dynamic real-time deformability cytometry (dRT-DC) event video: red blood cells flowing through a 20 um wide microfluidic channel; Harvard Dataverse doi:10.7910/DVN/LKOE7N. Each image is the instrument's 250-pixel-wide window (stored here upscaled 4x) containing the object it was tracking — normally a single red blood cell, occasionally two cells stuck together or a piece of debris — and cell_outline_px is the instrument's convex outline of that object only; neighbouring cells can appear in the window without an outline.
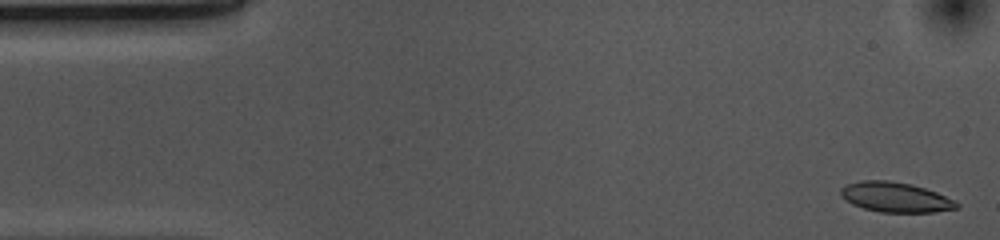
{"species": "common noctule bat (a hibernating species)", "species_latin": "Nyctalus noctula", "temperature_condition": "cold", "stored_images_in_passage": 52, "camera_frame_rate_fps": 3000, "um_per_image_px": 0.085, "animal": {"sex": "female", "body_mass_g": 10.0, "forearm_length_mm": 53.1}, "frame": {"image": 1, "passage_image": 1, "time_ms": 0.0, "image_size_px": [1000, 240], "cell_outline_px": [[960, 208], [936, 212], [880, 212], [864, 208], [852, 204], [840, 196], [840, 188], [848, 184], [860, 180], [888, 180], [912, 184], [936, 192], [956, 200], [960, 204]], "centroid_in_image_um": [76.14, 16.76], "position_along_channel_um": 8.9, "area_um2": 20.4}}
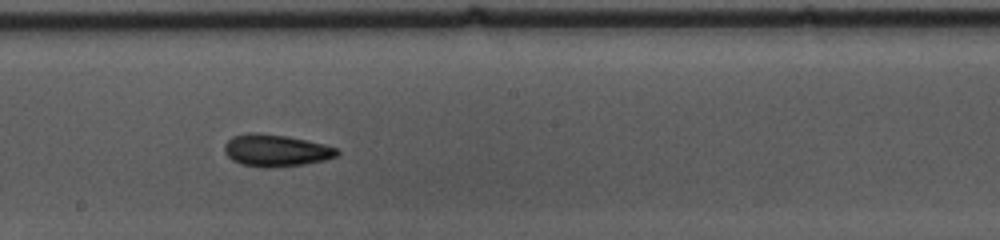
{"frame": {"image": 2, "passage_image": 27, "time_ms": 8.667, "image_size_px": [1000, 240], "cell_outline_px": [[340, 152], [336, 156], [324, 160], [304, 164], [268, 168], [264, 168], [240, 164], [232, 160], [224, 152], [224, 144], [232, 136], [248, 132], [260, 132], [288, 136], [324, 144], [340, 148]], "centroid_in_image_um": [23.44, 12.78], "position_along_channel_um": 224.8, "area_um2": 21.33}}
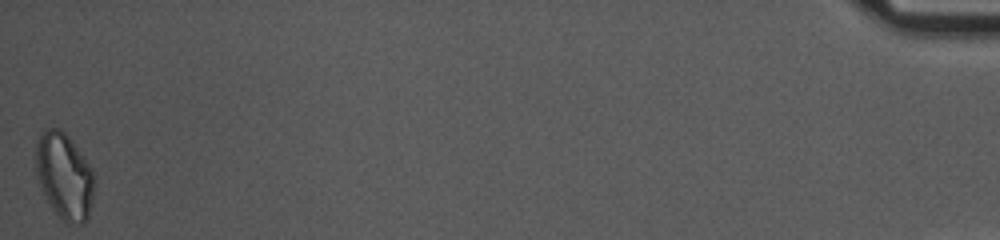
{"frame": {"image": 3, "passage_image": 52, "time_ms": 17.0, "image_size_px": [1000, 240], "cell_outline_px": [[92, 200], [88, 220], [84, 224], [68, 224], [60, 220], [52, 208], [36, 176], [36, 140], [44, 128], [56, 128], [64, 132], [68, 136], [92, 168]], "centroid_in_image_um": [5.45, 14.99], "position_along_channel_um": 429.8, "area_um2": 29.19}, "authors_computed_cell_mechanics": {"area_um2": 20.7791, "velocity_mm_per_s": 3.7026, "shape_relaxation_time_tau1_ms": 4.5557, "shape_relaxation_time_tau2_ms": 7.1984, "deformation_change_tau1": 0.1093, "deformation_change_tau2": 0.1264}}